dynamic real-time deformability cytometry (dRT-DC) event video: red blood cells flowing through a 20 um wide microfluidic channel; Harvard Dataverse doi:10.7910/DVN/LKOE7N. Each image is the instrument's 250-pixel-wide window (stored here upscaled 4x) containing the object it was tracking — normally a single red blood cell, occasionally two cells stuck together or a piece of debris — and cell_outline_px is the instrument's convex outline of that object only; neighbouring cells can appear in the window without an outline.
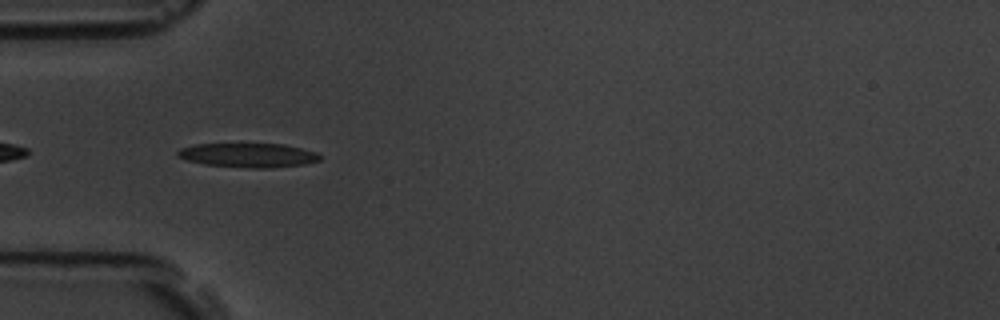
{"species": "common noctule bat (a hibernating species)", "species_latin": "Nyctalus noctula", "temperature_condition": "room temperature", "stored_images_in_passage": 5, "camera_frame_rate_fps": 3000, "um_per_image_px": 0.085, "animal": {"sex": "male", "body_mass_g": 19.5, "forearm_length_mm": 54.6}, "frame": {"image": 1, "passage_image": 4, "time_ms": 3.667, "image_size_px": [1000, 320], "cell_outline_px": [[320, 160], [304, 164], [268, 168], [252, 168], [204, 164], [188, 160], [176, 156], [176, 152], [180, 148], [196, 144], [284, 144], [316, 152], [320, 156]], "centroid_in_image_um": [21.08, 13.19], "position_along_channel_um": 63.9, "area_um2": 19.88}}
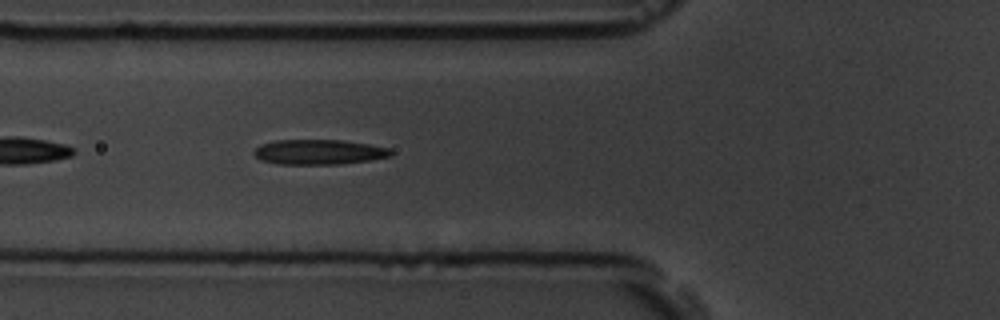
{"frame": {"image": 2, "passage_image": 5, "time_ms": 4.667, "image_size_px": [1000, 320], "cell_outline_px": [[392, 156], [372, 160], [340, 164], [276, 164], [260, 160], [252, 152], [260, 144], [276, 140], [344, 140], [368, 144], [388, 148], [392, 152]], "centroid_in_image_um": [27.09, 12.92], "position_along_channel_um": 98.7, "area_um2": 20.06}}